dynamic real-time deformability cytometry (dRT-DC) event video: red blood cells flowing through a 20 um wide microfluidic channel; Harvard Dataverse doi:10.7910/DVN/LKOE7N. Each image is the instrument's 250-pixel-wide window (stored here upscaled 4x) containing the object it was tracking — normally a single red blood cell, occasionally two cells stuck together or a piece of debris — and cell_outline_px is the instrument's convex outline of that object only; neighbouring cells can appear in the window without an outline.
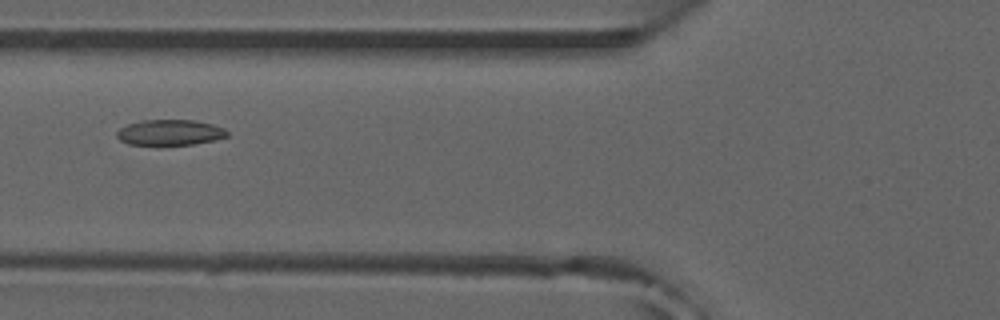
{"species": "common noctule bat (a hibernating species)", "species_latin": "Nyctalus noctula", "temperature_condition": "room temperature", "stored_images_in_passage": 3, "camera_frame_rate_fps": 3000, "um_per_image_px": 0.085, "animal": {"sex": "male", "forearm_length_mm": 52.5}, "frame": {"image": 1, "passage_image": 3, "time_ms": 0.667, "image_size_px": [1000, 320], "cell_outline_px": [[228, 136], [212, 140], [192, 144], [128, 144], [120, 140], [116, 136], [116, 132], [120, 128], [128, 124], [140, 120], [192, 120], [212, 124], [224, 128], [228, 132]], "centroid_in_image_um": [14.42, 11.24], "position_along_channel_um": 111.4, "area_um2": 16.24}}